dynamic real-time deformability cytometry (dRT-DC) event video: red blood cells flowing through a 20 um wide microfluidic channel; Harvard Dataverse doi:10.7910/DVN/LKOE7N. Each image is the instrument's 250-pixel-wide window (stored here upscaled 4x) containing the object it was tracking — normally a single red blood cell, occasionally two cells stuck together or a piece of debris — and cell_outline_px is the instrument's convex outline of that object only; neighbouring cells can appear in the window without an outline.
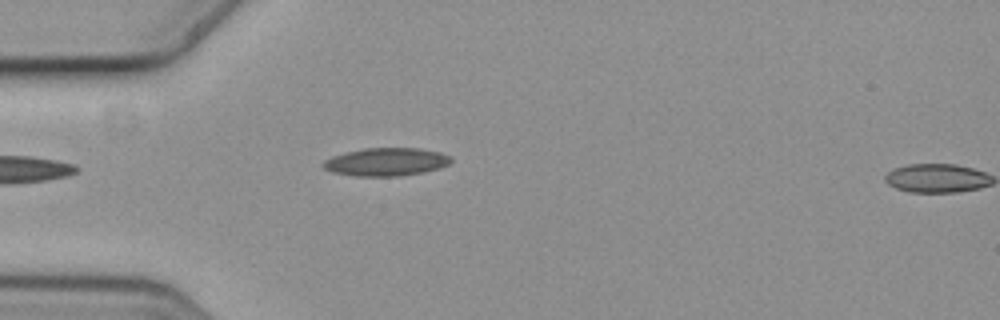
{"species": "common noctule bat (a hibernating species)", "species_latin": "Nyctalus noctula", "temperature_condition": "cold", "stored_images_in_passage": 6, "camera_frame_rate_fps": 3000, "um_per_image_px": 0.085, "animal": {"sex": "female", "body_mass_g": 19.3, "forearm_length_mm": 54.1}, "frame": {"image": 1, "passage_image": 5, "time_ms": 1.333, "image_size_px": [1000, 320], "cell_outline_px": [[452, 160], [448, 164], [440, 168], [424, 172], [396, 176], [356, 176], [332, 172], [324, 168], [320, 164], [324, 160], [332, 156], [344, 152], [364, 148], [420, 148], [440, 152], [452, 156]], "centroid_in_image_um": [32.81, 13.75], "position_along_channel_um": 52.2, "area_um2": 21.04}}